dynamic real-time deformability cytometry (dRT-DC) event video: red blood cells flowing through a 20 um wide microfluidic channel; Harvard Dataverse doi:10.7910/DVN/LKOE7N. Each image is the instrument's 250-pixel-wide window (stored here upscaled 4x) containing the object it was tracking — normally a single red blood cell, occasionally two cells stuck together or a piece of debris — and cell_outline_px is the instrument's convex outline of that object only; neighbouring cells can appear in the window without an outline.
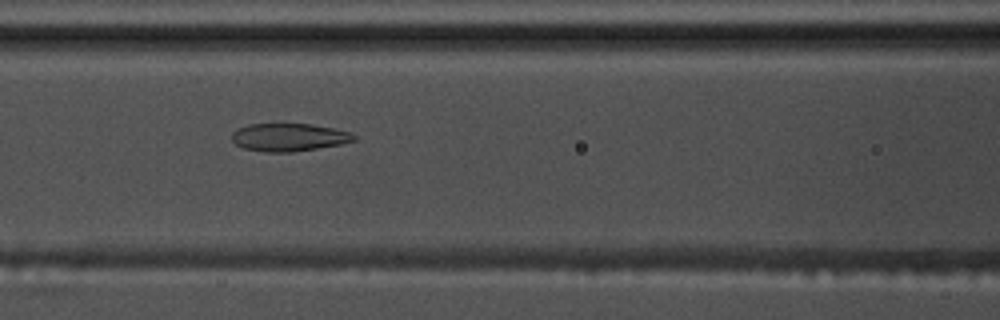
{"species": "common noctule bat (a hibernating species)", "species_latin": "Nyctalus noctula", "temperature_condition": "warm", "stored_images_in_passage": 37, "camera_frame_rate_fps": 3000, "um_per_image_px": 0.085, "animal": {"sex": "male", "body_mass_g": 17.5, "forearm_length_mm": 52.3}, "frame": {"image": 1, "passage_image": 12, "time_ms": 3.667, "image_size_px": [1000, 320], "cell_outline_px": [[356, 140], [340, 144], [292, 152], [268, 152], [244, 148], [236, 144], [232, 140], [232, 132], [236, 128], [248, 124], [308, 124], [332, 128], [352, 132], [356, 136]], "centroid_in_image_um": [24.54, 11.66], "position_along_channel_um": 142.1, "area_um2": 19.71}}
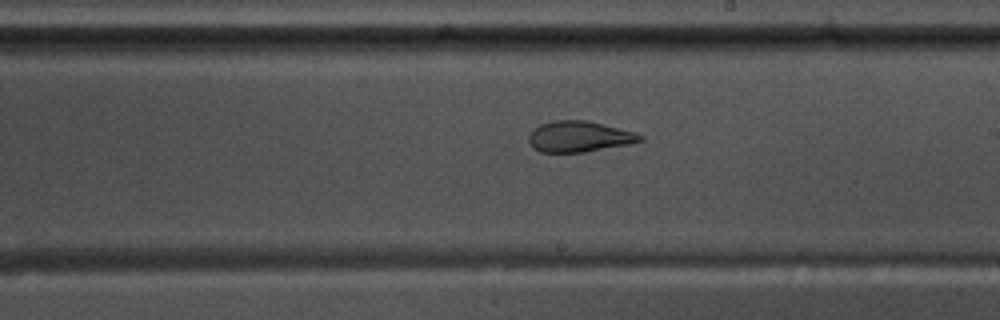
{"frame": {"image": 2, "passage_image": 20, "time_ms": 6.333, "image_size_px": [1000, 320], "cell_outline_px": [[644, 140], [628, 144], [584, 152], [540, 152], [532, 148], [528, 140], [528, 136], [532, 128], [540, 124], [556, 120], [588, 120], [636, 132], [644, 136]], "centroid_in_image_um": [49.21, 11.6], "position_along_channel_um": 239.8, "area_um2": 20.23}}
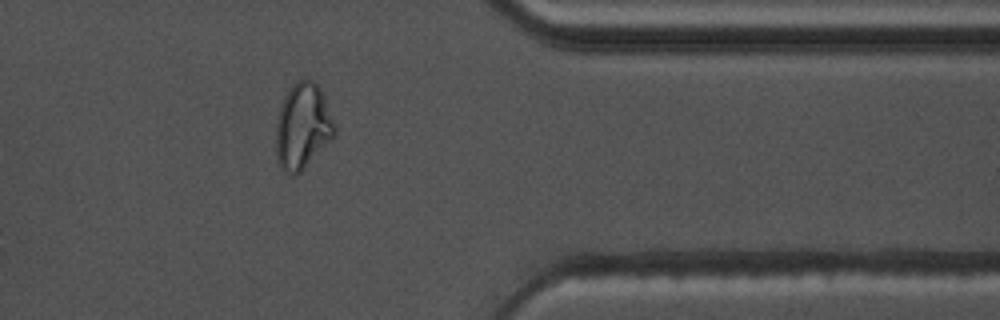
{"frame": {"image": 3, "passage_image": 33, "time_ms": 10.667, "image_size_px": [1000, 320], "cell_outline_px": [[336, 132], [332, 140], [296, 176], [288, 176], [280, 168], [276, 160], [276, 124], [280, 108], [284, 96], [288, 88], [296, 80], [312, 80], [320, 88], [324, 96], [336, 124]], "centroid_in_image_um": [25.72, 10.77], "position_along_channel_um": 385.7, "area_um2": 29.77}, "authors_computed_cell_mechanics": {"area_um2": 21.6172, "velocity_mm_per_s": 3.6895, "shape_relaxation_time_tau1_ms": null, "shape_relaxation_time_tau2_ms": 1.4324, "deformation_change_tau1": null, "deformation_change_tau2": 0.0768}}